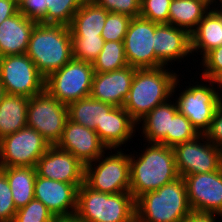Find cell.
<instances>
[{"label":"cell","instance_id":"obj_1","mask_svg":"<svg viewBox=\"0 0 222 222\" xmlns=\"http://www.w3.org/2000/svg\"><path fill=\"white\" fill-rule=\"evenodd\" d=\"M138 152L129 153L130 193L135 201L148 192L160 189L179 178L173 147L148 143Z\"/></svg>","mask_w":222,"mask_h":222},{"label":"cell","instance_id":"obj_2","mask_svg":"<svg viewBox=\"0 0 222 222\" xmlns=\"http://www.w3.org/2000/svg\"><path fill=\"white\" fill-rule=\"evenodd\" d=\"M170 69V70H169ZM180 75L166 66L136 69L123 108L138 124L156 106L172 100L180 88ZM179 85V86H177ZM177 88V89H176Z\"/></svg>","mask_w":222,"mask_h":222},{"label":"cell","instance_id":"obj_3","mask_svg":"<svg viewBox=\"0 0 222 222\" xmlns=\"http://www.w3.org/2000/svg\"><path fill=\"white\" fill-rule=\"evenodd\" d=\"M26 55L46 79L73 58L70 28L64 25L36 23L30 35Z\"/></svg>","mask_w":222,"mask_h":222},{"label":"cell","instance_id":"obj_4","mask_svg":"<svg viewBox=\"0 0 222 222\" xmlns=\"http://www.w3.org/2000/svg\"><path fill=\"white\" fill-rule=\"evenodd\" d=\"M138 222H183L192 212L182 177L135 201Z\"/></svg>","mask_w":222,"mask_h":222},{"label":"cell","instance_id":"obj_5","mask_svg":"<svg viewBox=\"0 0 222 222\" xmlns=\"http://www.w3.org/2000/svg\"><path fill=\"white\" fill-rule=\"evenodd\" d=\"M76 215L83 222H133L135 199L130 192L107 194L83 183L78 188Z\"/></svg>","mask_w":222,"mask_h":222},{"label":"cell","instance_id":"obj_6","mask_svg":"<svg viewBox=\"0 0 222 222\" xmlns=\"http://www.w3.org/2000/svg\"><path fill=\"white\" fill-rule=\"evenodd\" d=\"M109 150L111 153L104 152L85 165L84 183L95 191L107 194L130 192L129 154L123 153L122 148Z\"/></svg>","mask_w":222,"mask_h":222},{"label":"cell","instance_id":"obj_7","mask_svg":"<svg viewBox=\"0 0 222 222\" xmlns=\"http://www.w3.org/2000/svg\"><path fill=\"white\" fill-rule=\"evenodd\" d=\"M92 63L72 58L45 79V89L65 105L90 96L94 76Z\"/></svg>","mask_w":222,"mask_h":222},{"label":"cell","instance_id":"obj_8","mask_svg":"<svg viewBox=\"0 0 222 222\" xmlns=\"http://www.w3.org/2000/svg\"><path fill=\"white\" fill-rule=\"evenodd\" d=\"M199 82L189 83V86L176 95V105L178 111L185 115L192 125L198 130L200 134L209 128L214 114L222 102L218 95V89L214 81L211 79L201 78ZM192 85V86H191ZM215 86V87H214Z\"/></svg>","mask_w":222,"mask_h":222},{"label":"cell","instance_id":"obj_9","mask_svg":"<svg viewBox=\"0 0 222 222\" xmlns=\"http://www.w3.org/2000/svg\"><path fill=\"white\" fill-rule=\"evenodd\" d=\"M68 120V106L55 99L46 89L30 98L27 127L38 131L54 146L60 140Z\"/></svg>","mask_w":222,"mask_h":222},{"label":"cell","instance_id":"obj_10","mask_svg":"<svg viewBox=\"0 0 222 222\" xmlns=\"http://www.w3.org/2000/svg\"><path fill=\"white\" fill-rule=\"evenodd\" d=\"M0 82L5 93L30 98L45 89V78L26 54L0 57Z\"/></svg>","mask_w":222,"mask_h":222},{"label":"cell","instance_id":"obj_11","mask_svg":"<svg viewBox=\"0 0 222 222\" xmlns=\"http://www.w3.org/2000/svg\"><path fill=\"white\" fill-rule=\"evenodd\" d=\"M50 146L38 131L26 126L0 139V167H35Z\"/></svg>","mask_w":222,"mask_h":222},{"label":"cell","instance_id":"obj_12","mask_svg":"<svg viewBox=\"0 0 222 222\" xmlns=\"http://www.w3.org/2000/svg\"><path fill=\"white\" fill-rule=\"evenodd\" d=\"M176 169L180 177L209 173L222 168V149L207 140L204 134L173 147Z\"/></svg>","mask_w":222,"mask_h":222},{"label":"cell","instance_id":"obj_13","mask_svg":"<svg viewBox=\"0 0 222 222\" xmlns=\"http://www.w3.org/2000/svg\"><path fill=\"white\" fill-rule=\"evenodd\" d=\"M155 29L156 23L150 20L140 16L131 19L123 41L129 66L137 69L163 67L153 48Z\"/></svg>","mask_w":222,"mask_h":222},{"label":"cell","instance_id":"obj_14","mask_svg":"<svg viewBox=\"0 0 222 222\" xmlns=\"http://www.w3.org/2000/svg\"><path fill=\"white\" fill-rule=\"evenodd\" d=\"M183 179L192 211L222 216V168L214 172L188 175Z\"/></svg>","mask_w":222,"mask_h":222},{"label":"cell","instance_id":"obj_15","mask_svg":"<svg viewBox=\"0 0 222 222\" xmlns=\"http://www.w3.org/2000/svg\"><path fill=\"white\" fill-rule=\"evenodd\" d=\"M57 148L70 152L83 165L99 158L109 149L100 141L95 130L84 127L68 118L62 136L55 145Z\"/></svg>","mask_w":222,"mask_h":222},{"label":"cell","instance_id":"obj_16","mask_svg":"<svg viewBox=\"0 0 222 222\" xmlns=\"http://www.w3.org/2000/svg\"><path fill=\"white\" fill-rule=\"evenodd\" d=\"M35 168L40 177L73 185L84 183L85 165L70 152L63 151L55 145L50 146L39 158Z\"/></svg>","mask_w":222,"mask_h":222},{"label":"cell","instance_id":"obj_17","mask_svg":"<svg viewBox=\"0 0 222 222\" xmlns=\"http://www.w3.org/2000/svg\"><path fill=\"white\" fill-rule=\"evenodd\" d=\"M80 186L36 175L34 198L41 201L55 217L75 215Z\"/></svg>","mask_w":222,"mask_h":222},{"label":"cell","instance_id":"obj_18","mask_svg":"<svg viewBox=\"0 0 222 222\" xmlns=\"http://www.w3.org/2000/svg\"><path fill=\"white\" fill-rule=\"evenodd\" d=\"M136 67L127 66L116 71L95 72L90 96L115 107H123L129 95Z\"/></svg>","mask_w":222,"mask_h":222},{"label":"cell","instance_id":"obj_19","mask_svg":"<svg viewBox=\"0 0 222 222\" xmlns=\"http://www.w3.org/2000/svg\"><path fill=\"white\" fill-rule=\"evenodd\" d=\"M155 57L163 66L175 61L182 62L189 58L191 51V34L171 24H157L154 32ZM181 59V60H180Z\"/></svg>","mask_w":222,"mask_h":222},{"label":"cell","instance_id":"obj_20","mask_svg":"<svg viewBox=\"0 0 222 222\" xmlns=\"http://www.w3.org/2000/svg\"><path fill=\"white\" fill-rule=\"evenodd\" d=\"M136 130L137 123L123 107H114L109 113H105L101 126H96L95 129L107 149H120L124 144L126 146L135 136Z\"/></svg>","mask_w":222,"mask_h":222},{"label":"cell","instance_id":"obj_21","mask_svg":"<svg viewBox=\"0 0 222 222\" xmlns=\"http://www.w3.org/2000/svg\"><path fill=\"white\" fill-rule=\"evenodd\" d=\"M36 21L19 11L0 24V57L26 54Z\"/></svg>","mask_w":222,"mask_h":222},{"label":"cell","instance_id":"obj_22","mask_svg":"<svg viewBox=\"0 0 222 222\" xmlns=\"http://www.w3.org/2000/svg\"><path fill=\"white\" fill-rule=\"evenodd\" d=\"M178 111L176 102L169 99L165 103L156 106L138 124L137 129L147 143H159L167 146V132H170L171 119ZM141 123V124H140ZM142 128V129H141Z\"/></svg>","mask_w":222,"mask_h":222},{"label":"cell","instance_id":"obj_23","mask_svg":"<svg viewBox=\"0 0 222 222\" xmlns=\"http://www.w3.org/2000/svg\"><path fill=\"white\" fill-rule=\"evenodd\" d=\"M222 45V16L213 8L198 23L191 33V51L202 55V58L212 49ZM199 50V51H198Z\"/></svg>","mask_w":222,"mask_h":222},{"label":"cell","instance_id":"obj_24","mask_svg":"<svg viewBox=\"0 0 222 222\" xmlns=\"http://www.w3.org/2000/svg\"><path fill=\"white\" fill-rule=\"evenodd\" d=\"M108 13L94 1L85 0L69 26L71 37H101Z\"/></svg>","mask_w":222,"mask_h":222},{"label":"cell","instance_id":"obj_25","mask_svg":"<svg viewBox=\"0 0 222 222\" xmlns=\"http://www.w3.org/2000/svg\"><path fill=\"white\" fill-rule=\"evenodd\" d=\"M30 97L5 93L0 103V139L27 126Z\"/></svg>","mask_w":222,"mask_h":222},{"label":"cell","instance_id":"obj_26","mask_svg":"<svg viewBox=\"0 0 222 222\" xmlns=\"http://www.w3.org/2000/svg\"><path fill=\"white\" fill-rule=\"evenodd\" d=\"M211 8L212 6L204 0H172L169 7V24L191 34Z\"/></svg>","mask_w":222,"mask_h":222},{"label":"cell","instance_id":"obj_27","mask_svg":"<svg viewBox=\"0 0 222 222\" xmlns=\"http://www.w3.org/2000/svg\"><path fill=\"white\" fill-rule=\"evenodd\" d=\"M0 170L7 177L16 209L27 205L34 198L36 168L23 166L0 167Z\"/></svg>","mask_w":222,"mask_h":222},{"label":"cell","instance_id":"obj_28","mask_svg":"<svg viewBox=\"0 0 222 222\" xmlns=\"http://www.w3.org/2000/svg\"><path fill=\"white\" fill-rule=\"evenodd\" d=\"M114 107L88 96L68 105V118L95 130L96 126H101L105 113H109Z\"/></svg>","mask_w":222,"mask_h":222},{"label":"cell","instance_id":"obj_29","mask_svg":"<svg viewBox=\"0 0 222 222\" xmlns=\"http://www.w3.org/2000/svg\"><path fill=\"white\" fill-rule=\"evenodd\" d=\"M94 72L116 71L128 66L123 41L104 42L97 58L92 62Z\"/></svg>","mask_w":222,"mask_h":222},{"label":"cell","instance_id":"obj_30","mask_svg":"<svg viewBox=\"0 0 222 222\" xmlns=\"http://www.w3.org/2000/svg\"><path fill=\"white\" fill-rule=\"evenodd\" d=\"M85 0H46L48 10L46 24L64 25L69 27L73 16Z\"/></svg>","mask_w":222,"mask_h":222},{"label":"cell","instance_id":"obj_31","mask_svg":"<svg viewBox=\"0 0 222 222\" xmlns=\"http://www.w3.org/2000/svg\"><path fill=\"white\" fill-rule=\"evenodd\" d=\"M199 135L200 133L189 119L177 111L171 119L170 132H167V146L174 147L179 143L193 140Z\"/></svg>","mask_w":222,"mask_h":222},{"label":"cell","instance_id":"obj_32","mask_svg":"<svg viewBox=\"0 0 222 222\" xmlns=\"http://www.w3.org/2000/svg\"><path fill=\"white\" fill-rule=\"evenodd\" d=\"M72 57L92 63L100 54L104 39L102 37H71Z\"/></svg>","mask_w":222,"mask_h":222},{"label":"cell","instance_id":"obj_33","mask_svg":"<svg viewBox=\"0 0 222 222\" xmlns=\"http://www.w3.org/2000/svg\"><path fill=\"white\" fill-rule=\"evenodd\" d=\"M54 218L52 212L41 201L33 198L16 211L12 222H52Z\"/></svg>","mask_w":222,"mask_h":222},{"label":"cell","instance_id":"obj_34","mask_svg":"<svg viewBox=\"0 0 222 222\" xmlns=\"http://www.w3.org/2000/svg\"><path fill=\"white\" fill-rule=\"evenodd\" d=\"M131 19V17L124 14L109 12L101 37L105 42L124 41Z\"/></svg>","mask_w":222,"mask_h":222},{"label":"cell","instance_id":"obj_35","mask_svg":"<svg viewBox=\"0 0 222 222\" xmlns=\"http://www.w3.org/2000/svg\"><path fill=\"white\" fill-rule=\"evenodd\" d=\"M172 0H141L140 17L157 24H169V7Z\"/></svg>","mask_w":222,"mask_h":222},{"label":"cell","instance_id":"obj_36","mask_svg":"<svg viewBox=\"0 0 222 222\" xmlns=\"http://www.w3.org/2000/svg\"><path fill=\"white\" fill-rule=\"evenodd\" d=\"M16 211L9 182L0 170V222H12Z\"/></svg>","mask_w":222,"mask_h":222},{"label":"cell","instance_id":"obj_37","mask_svg":"<svg viewBox=\"0 0 222 222\" xmlns=\"http://www.w3.org/2000/svg\"><path fill=\"white\" fill-rule=\"evenodd\" d=\"M108 12L120 13L131 18L140 16L141 0H92Z\"/></svg>","mask_w":222,"mask_h":222},{"label":"cell","instance_id":"obj_38","mask_svg":"<svg viewBox=\"0 0 222 222\" xmlns=\"http://www.w3.org/2000/svg\"><path fill=\"white\" fill-rule=\"evenodd\" d=\"M199 60H202L200 65L203 71L200 77L213 80L222 71V45L212 49Z\"/></svg>","mask_w":222,"mask_h":222},{"label":"cell","instance_id":"obj_39","mask_svg":"<svg viewBox=\"0 0 222 222\" xmlns=\"http://www.w3.org/2000/svg\"><path fill=\"white\" fill-rule=\"evenodd\" d=\"M47 10L46 0H26L19 7V12L25 17L43 24H46Z\"/></svg>","mask_w":222,"mask_h":222},{"label":"cell","instance_id":"obj_40","mask_svg":"<svg viewBox=\"0 0 222 222\" xmlns=\"http://www.w3.org/2000/svg\"><path fill=\"white\" fill-rule=\"evenodd\" d=\"M204 136L213 145L222 149V102L218 106L209 128L204 132Z\"/></svg>","mask_w":222,"mask_h":222},{"label":"cell","instance_id":"obj_41","mask_svg":"<svg viewBox=\"0 0 222 222\" xmlns=\"http://www.w3.org/2000/svg\"><path fill=\"white\" fill-rule=\"evenodd\" d=\"M19 11L15 0H0V24Z\"/></svg>","mask_w":222,"mask_h":222},{"label":"cell","instance_id":"obj_42","mask_svg":"<svg viewBox=\"0 0 222 222\" xmlns=\"http://www.w3.org/2000/svg\"><path fill=\"white\" fill-rule=\"evenodd\" d=\"M216 215L221 217V215L214 213H201L192 211L183 222H216Z\"/></svg>","mask_w":222,"mask_h":222},{"label":"cell","instance_id":"obj_43","mask_svg":"<svg viewBox=\"0 0 222 222\" xmlns=\"http://www.w3.org/2000/svg\"><path fill=\"white\" fill-rule=\"evenodd\" d=\"M52 222H83L76 214L71 216L55 217Z\"/></svg>","mask_w":222,"mask_h":222},{"label":"cell","instance_id":"obj_44","mask_svg":"<svg viewBox=\"0 0 222 222\" xmlns=\"http://www.w3.org/2000/svg\"><path fill=\"white\" fill-rule=\"evenodd\" d=\"M213 81H214V84H217L216 88L219 89V90H217V91H219L218 95L222 100V92H221L222 91V71L213 79ZM220 92H221V94H220Z\"/></svg>","mask_w":222,"mask_h":222},{"label":"cell","instance_id":"obj_45","mask_svg":"<svg viewBox=\"0 0 222 222\" xmlns=\"http://www.w3.org/2000/svg\"><path fill=\"white\" fill-rule=\"evenodd\" d=\"M219 1V3H218ZM221 5V6H219ZM218 6V7H216ZM220 16H222V0H217V2L212 7ZM220 8V9H219Z\"/></svg>","mask_w":222,"mask_h":222},{"label":"cell","instance_id":"obj_46","mask_svg":"<svg viewBox=\"0 0 222 222\" xmlns=\"http://www.w3.org/2000/svg\"><path fill=\"white\" fill-rule=\"evenodd\" d=\"M5 92H4V88L3 86L1 85V82H0V103H1V100L4 96Z\"/></svg>","mask_w":222,"mask_h":222},{"label":"cell","instance_id":"obj_47","mask_svg":"<svg viewBox=\"0 0 222 222\" xmlns=\"http://www.w3.org/2000/svg\"><path fill=\"white\" fill-rule=\"evenodd\" d=\"M26 0H15L17 7L19 8Z\"/></svg>","mask_w":222,"mask_h":222},{"label":"cell","instance_id":"obj_48","mask_svg":"<svg viewBox=\"0 0 222 222\" xmlns=\"http://www.w3.org/2000/svg\"><path fill=\"white\" fill-rule=\"evenodd\" d=\"M206 1L208 4H210L213 7V4L217 2V0H204Z\"/></svg>","mask_w":222,"mask_h":222}]
</instances>
